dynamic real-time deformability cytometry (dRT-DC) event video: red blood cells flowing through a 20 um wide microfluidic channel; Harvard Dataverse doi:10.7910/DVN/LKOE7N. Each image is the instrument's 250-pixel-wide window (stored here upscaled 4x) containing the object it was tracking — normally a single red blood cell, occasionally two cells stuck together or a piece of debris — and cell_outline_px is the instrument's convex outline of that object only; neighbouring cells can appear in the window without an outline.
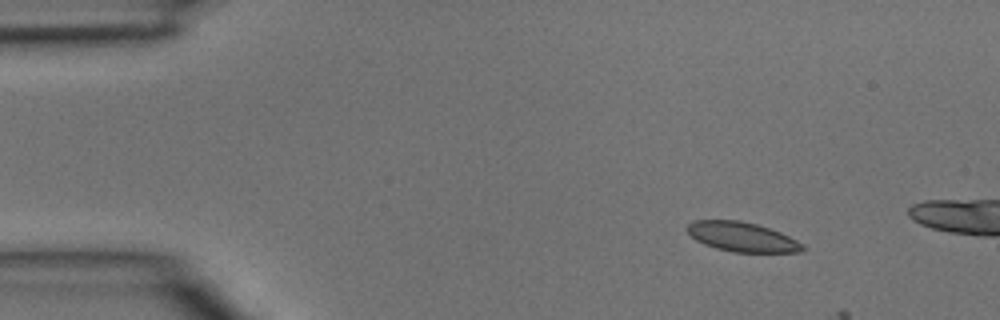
{"species": "common noctule bat (a hibernating species)", "species_latin": "Nyctalus noctula", "temperature_condition": "room temperature", "stored_images_in_passage": 4, "camera_frame_rate_fps": 3000, "um_per_image_px": 0.085, "animal": {"sex": "male", "body_mass_g": 15.6}, "frame": {"image": 1, "passage_image": 1, "time_ms": 0.0, "image_size_px": [1000, 320], "cell_outline_px": [[808, 248], [800, 252], [732, 252], [716, 248], [704, 244], [696, 240], [684, 228], [692, 220], [740, 220], [756, 224], [780, 232], [804, 244]], "centroid_in_image_um": [63.07, 20.13], "position_along_channel_um": 21.9, "area_um2": 19.94}}